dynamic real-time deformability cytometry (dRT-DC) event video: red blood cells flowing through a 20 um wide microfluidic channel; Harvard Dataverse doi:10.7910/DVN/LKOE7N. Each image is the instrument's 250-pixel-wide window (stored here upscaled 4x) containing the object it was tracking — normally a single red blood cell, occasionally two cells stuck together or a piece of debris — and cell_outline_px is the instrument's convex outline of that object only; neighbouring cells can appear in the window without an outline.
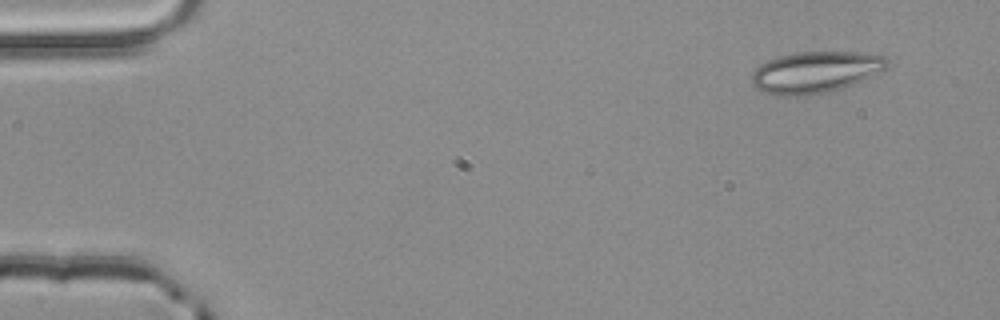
{"species": "common noctule bat (a hibernating species)", "species_latin": "Nyctalus noctula", "temperature_condition": "room temperature", "stored_images_in_passage": 3, "camera_frame_rate_fps": 3000, "um_per_image_px": 0.085, "animal": {"sex": "male", "body_mass_g": 20.4}, "frame": {"image": 1, "passage_image": 1, "time_ms": 0.0, "image_size_px": [1000, 320], "cell_outline_px": [[888, 68], [864, 80], [828, 92], [808, 96], [780, 96], [764, 92], [756, 88], [752, 84], [752, 72], [760, 64], [768, 60], [780, 56], [796, 52], [860, 52], [884, 56], [888, 60]], "centroid_in_image_um": [69.31, 6.14], "position_along_channel_um": 15.7, "area_um2": 32.89}}